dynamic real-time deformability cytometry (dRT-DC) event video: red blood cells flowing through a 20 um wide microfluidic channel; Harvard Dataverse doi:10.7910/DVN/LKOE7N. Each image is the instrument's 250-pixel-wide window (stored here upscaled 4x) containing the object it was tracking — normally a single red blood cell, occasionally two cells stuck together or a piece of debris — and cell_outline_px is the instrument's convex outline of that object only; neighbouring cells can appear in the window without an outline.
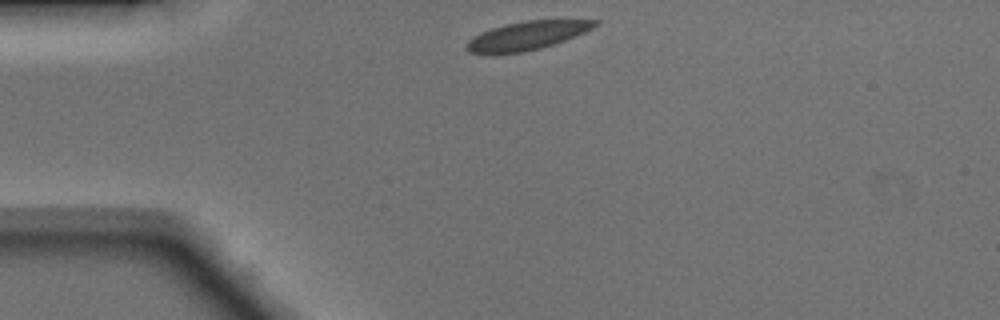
{"species": "Egyptian fruit bat (a non-hibernating species)", "species_latin": "Rousettus aegyptiacus", "temperature_condition": "warm", "stored_images_in_passage": 38, "camera_frame_rate_fps": 3000, "um_per_image_px": 0.085, "animal": {"sex": "male"}, "frame": {"image": 1, "passage_image": 1, "time_ms": 0.0, "image_size_px": [1000, 320], "cell_outline_px": [[600, 24], [576, 36], [540, 48], [524, 52], [492, 56], [468, 52], [468, 40], [480, 32], [504, 24], [524, 20], [600, 20]], "centroid_in_image_um": [44.75, 3.05], "position_along_channel_um": 40.2, "area_um2": 21.62}}
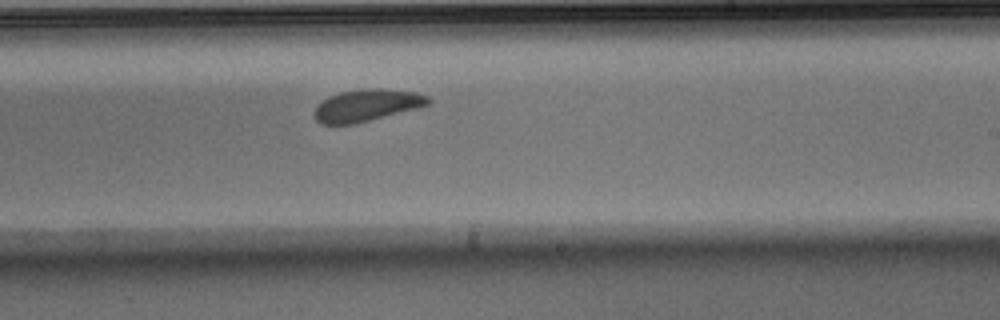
{"frame": {"image": 2, "passage_image": 19, "time_ms": 6.0, "image_size_px": [1000, 320], "cell_outline_px": [[432, 100], [428, 104], [420, 108], [352, 124], [320, 124], [312, 116], [312, 112], [316, 104], [328, 96], [340, 92], [368, 88], [380, 88], [416, 92], [428, 96]], "centroid_in_image_um": [31.14, 8.95], "position_along_channel_um": 257.9, "area_um2": 21.5}}
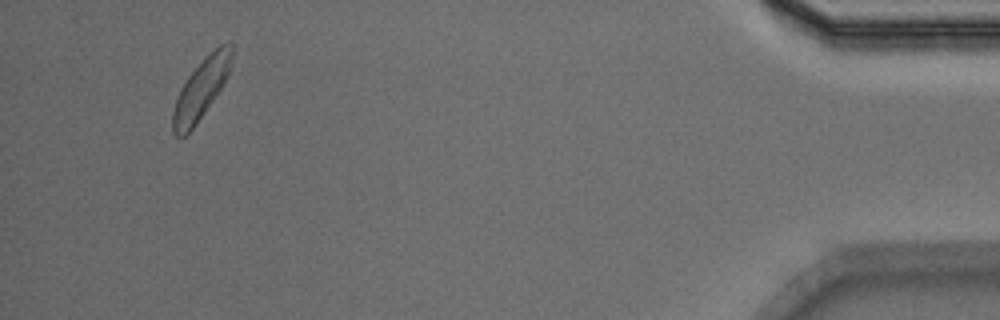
{"frame": {"image": 3, "passage_image": 36, "time_ms": 11.667, "image_size_px": [1000, 320], "cell_outline_px": [[232, 60], [228, 76], [196, 124], [184, 136], [176, 136], [172, 132], [172, 112], [176, 100], [188, 76], [204, 56], [220, 44], [232, 44]], "centroid_in_image_um": [17.09, 7.54], "position_along_channel_um": 418.1, "area_um2": 20.17}, "authors_computed_cell_mechanics": {"area_um2": 21.5594, "velocity_mm_per_s": 4.0982, "shape_relaxation_time_tau1_ms": 3.568, "shape_relaxation_time_tau2_ms": null, "deformation_change_tau1": 0.0986, "deformation_change_tau2": null}}